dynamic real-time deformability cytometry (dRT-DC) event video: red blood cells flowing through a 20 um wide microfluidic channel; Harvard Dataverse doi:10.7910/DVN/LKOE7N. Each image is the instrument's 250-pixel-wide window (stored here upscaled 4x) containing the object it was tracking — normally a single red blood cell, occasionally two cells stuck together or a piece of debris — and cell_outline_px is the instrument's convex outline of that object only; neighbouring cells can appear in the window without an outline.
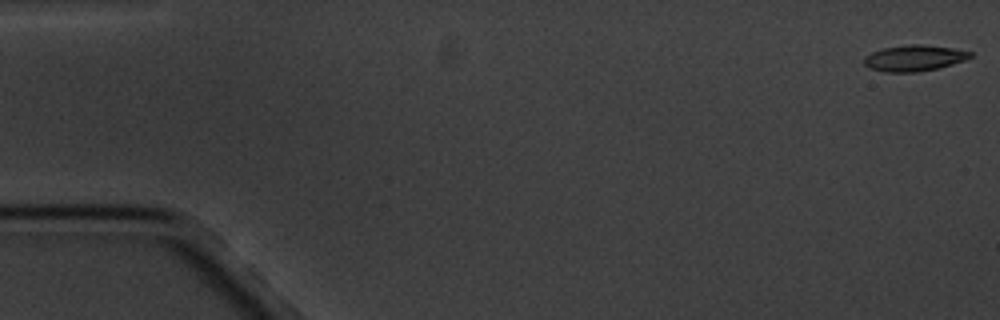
{"species": "common noctule bat (a hibernating species)", "species_latin": "Nyctalus noctula", "temperature_condition": "cold", "stored_images_in_passage": 4, "segment_of_instrument_passage": [2, 2], "camera_frame_rate_fps": 3000, "um_per_image_px": 0.085, "animal": {"sex": "male", "body_mass_g": 20.1, "forearm_length_mm": 53.5}, "frame": {"image": 1, "passage_image": 4, "time_ms": 4.333, "image_size_px": [1000, 320], "cell_outline_px": [[972, 56], [964, 60], [952, 64], [920, 72], [884, 72], [868, 68], [864, 64], [864, 56], [872, 52], [884, 48], [908, 44], [920, 44], [952, 48], [972, 52]], "centroid_in_image_um": [77.67, 4.94], "position_along_channel_um": 7.3, "area_um2": 16.07}}